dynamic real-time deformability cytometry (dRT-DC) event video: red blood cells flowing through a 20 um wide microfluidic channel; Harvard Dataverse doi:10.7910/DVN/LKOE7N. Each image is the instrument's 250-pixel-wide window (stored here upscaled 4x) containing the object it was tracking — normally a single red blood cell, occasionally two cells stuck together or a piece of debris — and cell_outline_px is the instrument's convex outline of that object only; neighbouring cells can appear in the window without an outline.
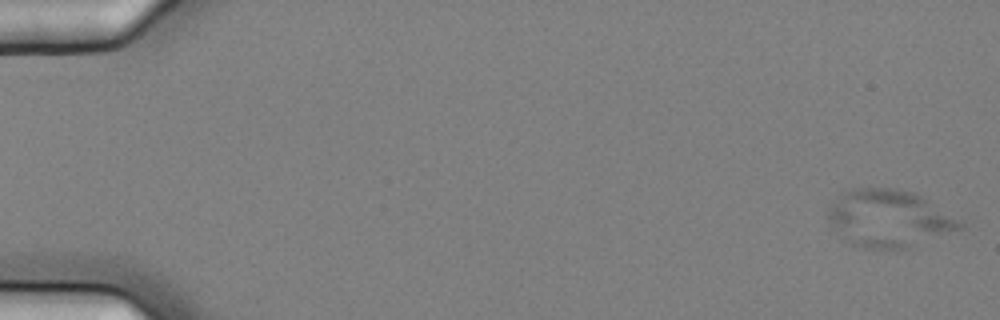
{"species": "common noctule bat (a hibernating species)", "species_latin": "Nyctalus noctula", "temperature_condition": "cold", "stored_images_in_passage": 7, "camera_frame_rate_fps": 3000, "um_per_image_px": 0.085, "animal": {"sex": "female", "body_mass_g": 25.1}, "frame": {"image": 1, "passage_image": 1, "time_ms": 0.0, "image_size_px": [1000, 320], "cell_outline_px": [[964, 228], [908, 248], [864, 248], [840, 240], [832, 228], [828, 220], [828, 208], [840, 192], [852, 188], [896, 188], [916, 192], [964, 224]], "centroid_in_image_um": [75.49, 18.56], "position_along_channel_um": 9.5, "area_um2": 44.27}}
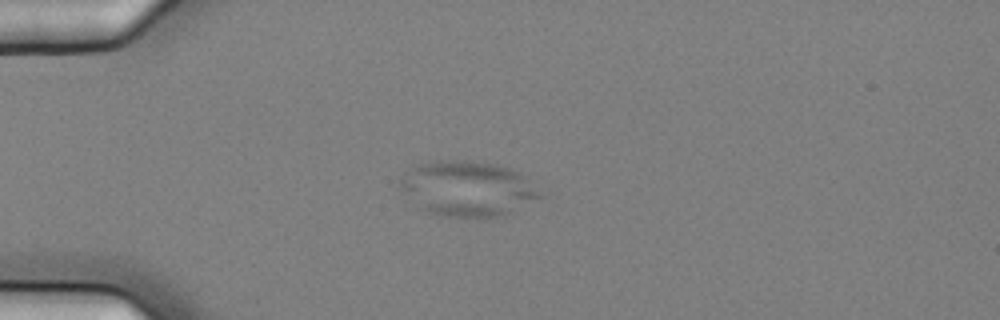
{"frame": {"image": 2, "passage_image": 5, "time_ms": 1.333, "image_size_px": [1000, 320], "cell_outline_px": [[544, 196], [504, 216], [444, 216], [428, 212], [420, 208], [396, 184], [404, 172], [416, 164], [440, 160], [468, 160], [500, 164], [512, 168], [524, 176]], "centroid_in_image_um": [39.72, 16.0], "position_along_channel_um": 45.3, "area_um2": 45.08}}
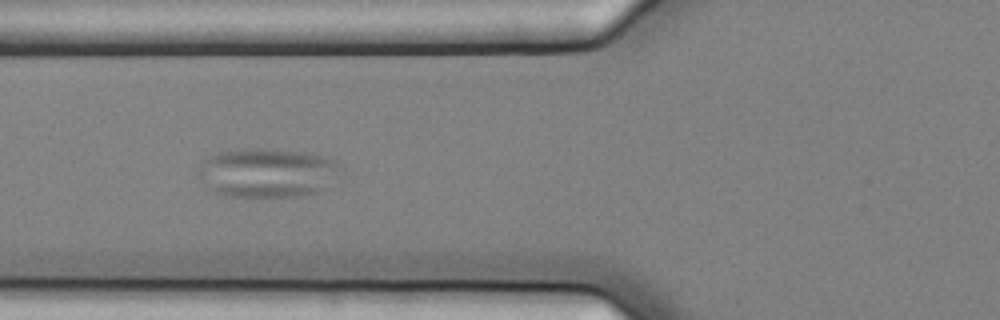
{"frame": {"image": 3, "passage_image": 7, "time_ms": 2.0, "image_size_px": [1000, 320], "cell_outline_px": [[336, 164], [324, 188], [316, 192], [300, 196], [228, 196], [204, 188], [196, 176], [196, 172], [200, 164], [204, 160], [220, 152], [256, 148], [260, 148], [312, 152], [332, 160]], "centroid_in_image_um": [22.54, 14.68], "position_along_channel_um": 103.3, "area_um2": 40.0}}